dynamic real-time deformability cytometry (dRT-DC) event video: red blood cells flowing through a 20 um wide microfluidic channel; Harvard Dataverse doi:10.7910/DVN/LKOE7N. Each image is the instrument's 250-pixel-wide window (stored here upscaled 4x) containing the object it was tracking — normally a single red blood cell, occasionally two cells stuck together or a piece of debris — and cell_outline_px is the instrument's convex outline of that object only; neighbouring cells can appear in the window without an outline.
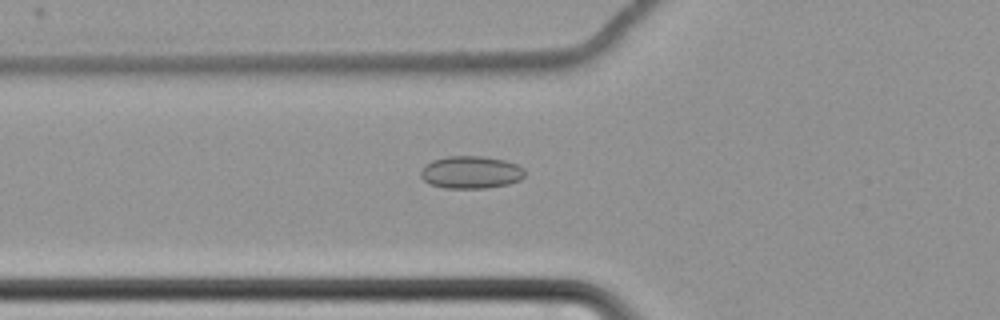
{"species": "common noctule bat (a hibernating species)", "species_latin": "Nyctalus noctula", "temperature_condition": "cold", "stored_images_in_passage": 53, "camera_frame_rate_fps": 3000, "um_per_image_px": 0.085, "animal": {"sex": "female", "body_mass_g": 22.7, "forearm_length_mm": 54.2}, "frame": {"image": 1, "passage_image": 26, "time_ms": 8.333, "image_size_px": [1000, 320], "cell_outline_px": [[524, 176], [520, 180], [508, 184], [488, 188], [444, 188], [428, 184], [420, 176], [420, 172], [424, 164], [432, 160], [448, 156], [484, 156], [504, 160], [516, 164], [524, 168]], "centroid_in_image_um": [40.0, 14.64], "position_along_channel_um": 85.8, "area_um2": 19.94}}
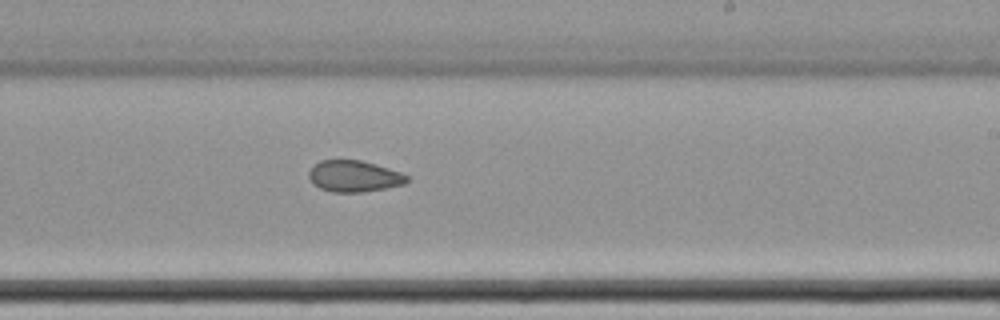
{"frame": {"image": 2, "passage_image": 41, "time_ms": 13.333, "image_size_px": [1000, 320], "cell_outline_px": [[408, 180], [404, 184], [384, 188], [360, 192], [332, 192], [320, 188], [312, 184], [308, 176], [308, 172], [312, 164], [320, 160], [360, 160], [376, 164], [400, 172], [408, 176]], "centroid_in_image_um": [30.04, 14.97], "position_along_channel_um": 259.0, "area_um2": 17.98}}
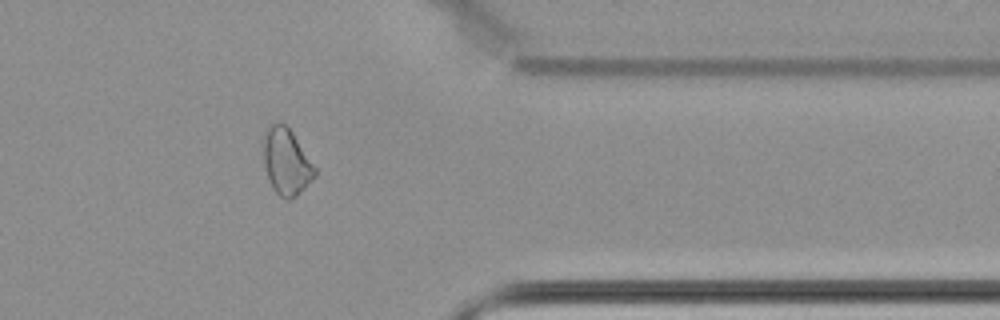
{"frame": {"image": 3, "passage_image": 53, "time_ms": 17.333, "image_size_px": [1000, 320], "cell_outline_px": [[316, 176], [296, 196], [288, 200], [284, 200], [272, 188], [264, 164], [264, 128], [268, 124], [276, 120], [280, 120], [292, 132], [316, 168]], "centroid_in_image_um": [24.32, 13.71], "position_along_channel_um": 387.1, "area_um2": 20.0}, "authors_computed_cell_mechanics": {"area_um2": 19.652, "velocity_mm_per_s": 3.4704, "shape_relaxation_time_tau1_ms": null, "shape_relaxation_time_tau2_ms": 6.1304, "deformation_change_tau1": null, "deformation_change_tau2": 0.081}}